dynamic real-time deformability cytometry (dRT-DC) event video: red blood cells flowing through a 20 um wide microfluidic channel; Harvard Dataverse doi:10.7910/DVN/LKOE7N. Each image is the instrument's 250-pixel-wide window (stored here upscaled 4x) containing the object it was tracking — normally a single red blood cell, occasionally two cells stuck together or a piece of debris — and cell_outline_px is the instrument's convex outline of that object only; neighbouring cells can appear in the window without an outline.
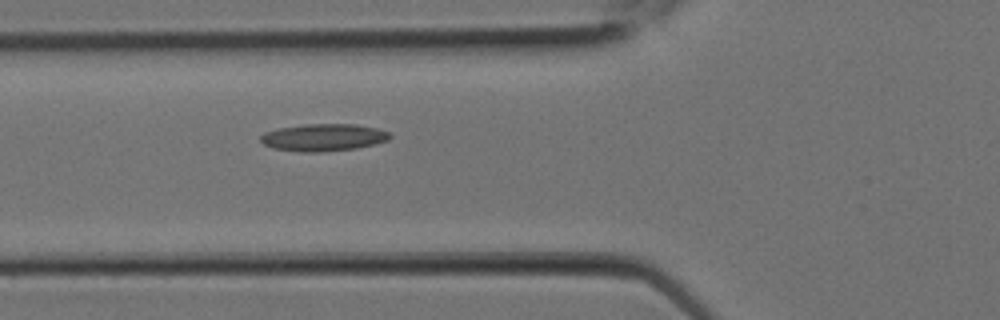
{"species": "Egyptian fruit bat (a non-hibernating species)", "species_latin": "Rousettus aegyptiacus", "temperature_condition": "room temperature", "stored_images_in_passage": 3, "camera_frame_rate_fps": 3000, "um_per_image_px": 0.085, "animal": {"sex": "female"}, "frame": {"image": 1, "passage_image": 3, "time_ms": 0.667, "image_size_px": [1000, 320], "cell_outline_px": [[392, 136], [388, 140], [376, 144], [356, 148], [320, 152], [300, 152], [272, 148], [264, 144], [260, 140], [260, 136], [264, 132], [280, 128], [308, 124], [356, 124], [376, 128], [388, 132]], "centroid_in_image_um": [27.49, 11.68], "position_along_channel_um": 98.3, "area_um2": 20.52}}